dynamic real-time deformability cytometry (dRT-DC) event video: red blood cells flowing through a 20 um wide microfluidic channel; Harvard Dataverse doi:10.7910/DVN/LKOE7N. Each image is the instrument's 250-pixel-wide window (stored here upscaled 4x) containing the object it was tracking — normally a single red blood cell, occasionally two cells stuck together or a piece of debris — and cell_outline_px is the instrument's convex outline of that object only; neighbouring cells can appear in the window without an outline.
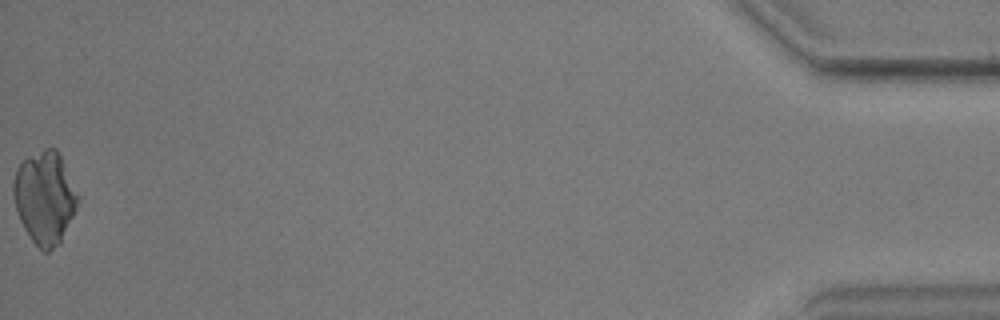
{"species": "common noctule bat (a hibernating species)", "species_latin": "Nyctalus noctula", "temperature_condition": "warm", "stored_images_in_passage": 57, "camera_frame_rate_fps": 3000, "um_per_image_px": 0.085, "animal": {"sex": "male", "body_mass_g": 17.9, "forearm_length_mm": 54.2}, "frame": {"image": 1, "passage_image": 57, "time_ms": 18.667, "image_size_px": [1000, 320], "cell_outline_px": [[80, 200], [60, 244], [48, 252], [44, 252], [32, 240], [24, 228], [20, 220], [16, 208], [12, 192], [12, 184], [16, 172], [20, 164], [28, 156], [44, 148], [56, 148], [80, 196]], "centroid_in_image_um": [3.82, 16.8], "position_along_channel_um": 431.4, "area_um2": 34.68}}